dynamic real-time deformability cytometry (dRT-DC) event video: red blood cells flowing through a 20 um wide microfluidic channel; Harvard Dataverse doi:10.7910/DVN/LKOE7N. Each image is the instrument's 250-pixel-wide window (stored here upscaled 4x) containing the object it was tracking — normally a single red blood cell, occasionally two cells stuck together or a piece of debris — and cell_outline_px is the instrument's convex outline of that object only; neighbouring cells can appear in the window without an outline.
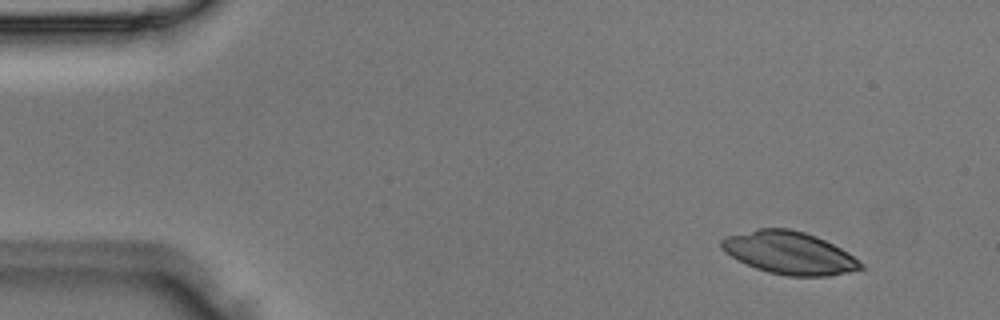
{"species": "Egyptian fruit bat (a non-hibernating species)", "species_latin": "Rousettus aegyptiacus", "temperature_condition": "room temperature", "stored_images_in_passage": 2, "camera_frame_rate_fps": 3000, "um_per_image_px": 0.085, "animal": {"sex": "male"}, "frame": {"image": 1, "passage_image": 1, "time_ms": 0.0, "image_size_px": [1000, 320], "cell_outline_px": [[864, 268], [848, 272], [828, 276], [788, 276], [768, 272], [756, 268], [724, 252], [720, 248], [720, 240], [724, 236], [756, 228], [788, 228], [804, 232], [816, 236], [848, 252], [860, 260], [864, 264]], "centroid_in_image_um": [67.08, 21.48], "position_along_channel_um": 17.9, "area_um2": 34.62}}